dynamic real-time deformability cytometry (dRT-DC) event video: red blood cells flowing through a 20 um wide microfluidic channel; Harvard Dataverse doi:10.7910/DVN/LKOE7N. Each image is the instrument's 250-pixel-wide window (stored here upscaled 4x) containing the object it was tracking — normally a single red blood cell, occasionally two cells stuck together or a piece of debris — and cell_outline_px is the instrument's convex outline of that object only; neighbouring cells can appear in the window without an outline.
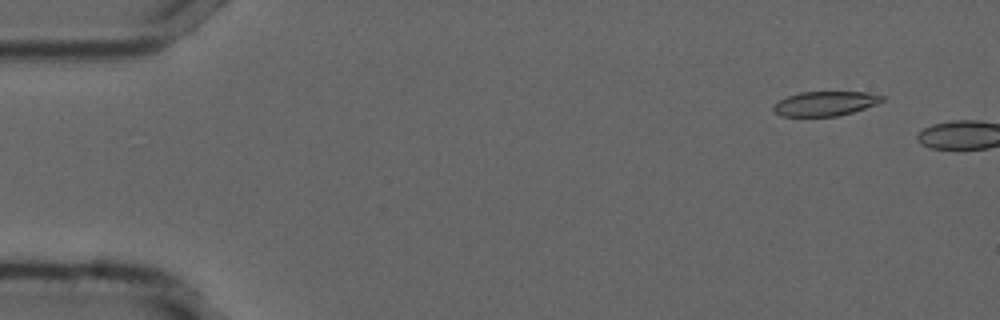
{"species": "common noctule bat (a hibernating species)", "species_latin": "Nyctalus noctula", "temperature_condition": "cold", "stored_images_in_passage": 7, "camera_frame_rate_fps": 3000, "um_per_image_px": 0.085, "animal": {"sex": "male", "forearm_length_mm": 52.5}, "frame": {"image": 1, "passage_image": 5, "time_ms": 1.333, "image_size_px": [1000, 320], "cell_outline_px": [[884, 100], [876, 104], [852, 112], [836, 116], [780, 116], [772, 108], [780, 100], [788, 96], [800, 92], [868, 92], [884, 96]], "centroid_in_image_um": [70.15, 8.8], "position_along_channel_um": 14.8, "area_um2": 15.32}}